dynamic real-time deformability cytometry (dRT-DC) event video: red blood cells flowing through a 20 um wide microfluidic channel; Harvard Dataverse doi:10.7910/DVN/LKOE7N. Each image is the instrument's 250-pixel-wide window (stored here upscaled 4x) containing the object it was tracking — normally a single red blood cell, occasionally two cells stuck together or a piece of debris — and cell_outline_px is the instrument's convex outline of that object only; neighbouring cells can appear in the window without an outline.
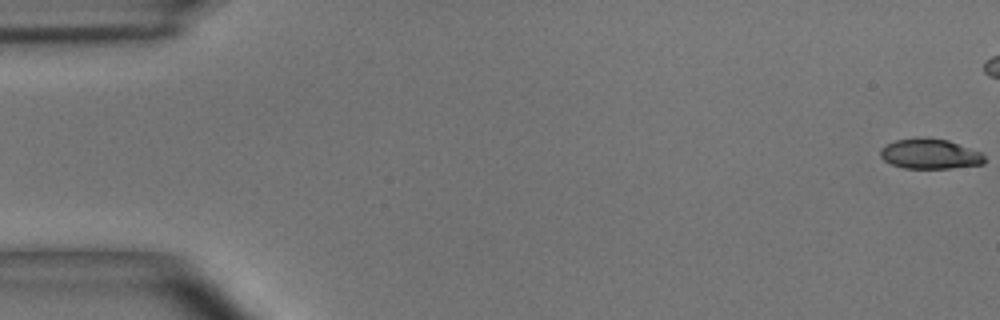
{"species": "common noctule bat (a hibernating species)", "species_latin": "Nyctalus noctula", "temperature_condition": "room temperature", "stored_images_in_passage": 12, "camera_frame_rate_fps": 3000, "um_per_image_px": 0.085, "animal": {"sex": "male", "body_mass_g": 15.6}, "frame": {"image": 1, "passage_image": 1, "time_ms": 0.0, "image_size_px": [1000, 320], "cell_outline_px": [[984, 164], [952, 168], [904, 168], [892, 164], [884, 160], [880, 156], [880, 148], [896, 140], [916, 136], [948, 140], [980, 152], [984, 156]], "centroid_in_image_um": [79.02, 13.07], "position_along_channel_um": 6.0, "area_um2": 18.26}}